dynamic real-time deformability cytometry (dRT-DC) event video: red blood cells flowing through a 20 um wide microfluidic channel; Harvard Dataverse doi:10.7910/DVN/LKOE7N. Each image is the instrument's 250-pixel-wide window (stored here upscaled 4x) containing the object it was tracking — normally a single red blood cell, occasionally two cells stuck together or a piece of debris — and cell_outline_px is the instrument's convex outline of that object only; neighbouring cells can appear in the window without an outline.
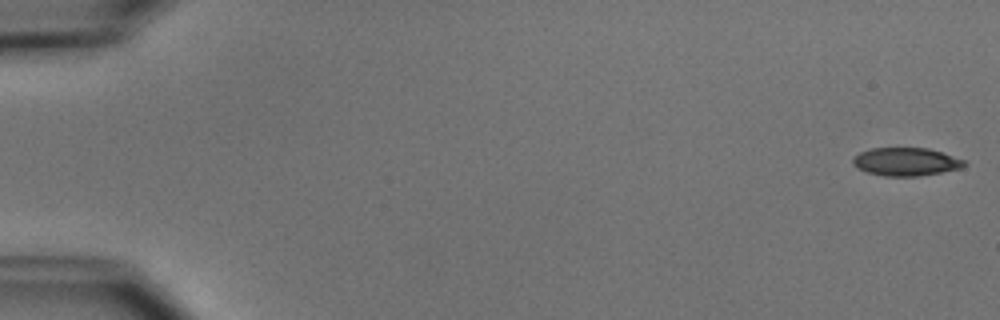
{"species": "common noctule bat (a hibernating species)", "species_latin": "Nyctalus noctula", "temperature_condition": "cold", "stored_images_in_passage": 2, "camera_frame_rate_fps": 3000, "um_per_image_px": 0.085, "animal": {"sex": "male", "body_mass_g": 15.6}, "frame": {"image": 1, "passage_image": 1, "time_ms": 0.0, "image_size_px": [1000, 320], "cell_outline_px": [[968, 164], [960, 168], [940, 172], [916, 176], [884, 176], [868, 172], [856, 168], [852, 164], [852, 156], [860, 152], [872, 148], [928, 148], [964, 160]], "centroid_in_image_um": [76.95, 13.74], "position_along_channel_um": 8.1, "area_um2": 18.15}}